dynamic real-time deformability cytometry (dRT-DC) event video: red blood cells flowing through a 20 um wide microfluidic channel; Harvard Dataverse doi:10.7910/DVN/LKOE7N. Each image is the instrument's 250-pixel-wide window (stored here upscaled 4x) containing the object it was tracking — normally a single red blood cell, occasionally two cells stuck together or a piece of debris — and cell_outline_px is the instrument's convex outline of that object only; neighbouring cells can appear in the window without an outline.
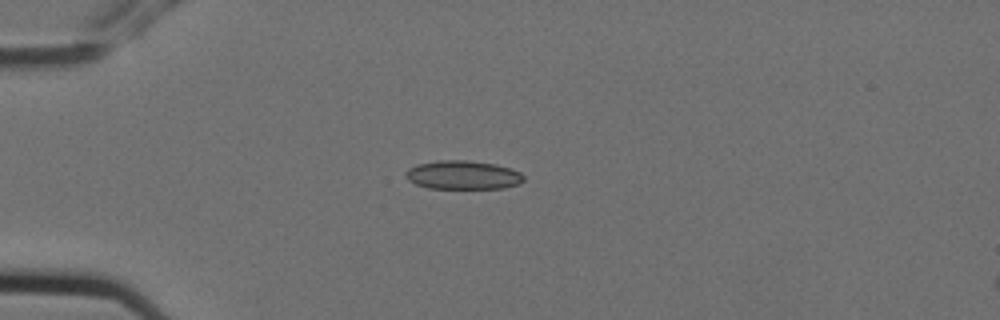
{"species": "Egyptian fruit bat (a non-hibernating species)", "species_latin": "Rousettus aegyptiacus", "temperature_condition": "cold", "stored_images_in_passage": 6, "camera_frame_rate_fps": 3000, "um_per_image_px": 0.085, "animal": {"sex": "female"}, "frame": {"image": 1, "passage_image": 1, "time_ms": 0.0, "image_size_px": [1000, 320], "cell_outline_px": [[524, 180], [520, 184], [504, 188], [428, 188], [416, 184], [408, 180], [404, 176], [404, 172], [408, 168], [416, 164], [440, 160], [468, 160], [496, 164], [512, 168], [520, 172], [524, 176]], "centroid_in_image_um": [39.35, 14.87], "position_along_channel_um": 45.7, "area_um2": 20.0}}
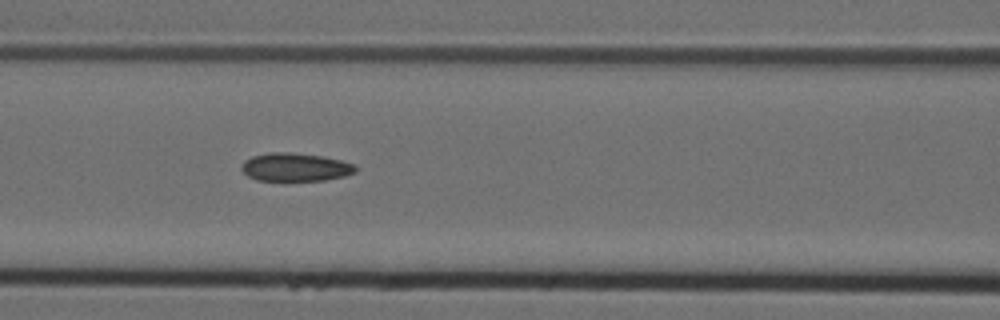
{"frame": {"image": 2, "passage_image": 4, "time_ms": 1.0, "image_size_px": [1000, 320], "cell_outline_px": [[356, 172], [344, 176], [324, 180], [256, 180], [248, 176], [240, 168], [240, 164], [244, 160], [252, 156], [268, 152], [288, 152], [320, 156], [340, 160], [356, 164]], "centroid_in_image_um": [25.07, 14.2], "position_along_channel_um": 141.5, "area_um2": 18.73}}
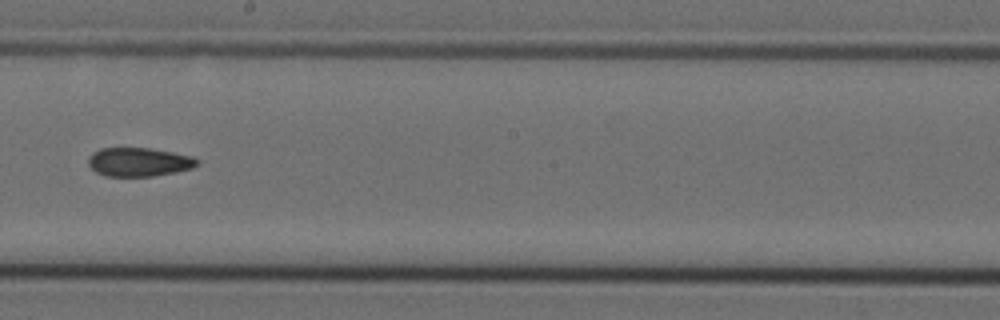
{"frame": {"image": 3, "passage_image": 6, "time_ms": 1.667, "image_size_px": [1000, 320], "cell_outline_px": [[200, 160], [192, 168], [176, 172], [152, 176], [104, 176], [96, 172], [88, 164], [88, 156], [92, 152], [100, 148], [148, 148], [172, 152], [192, 156]], "centroid_in_image_um": [11.78, 13.77], "position_along_channel_um": 236.4, "area_um2": 18.26}}